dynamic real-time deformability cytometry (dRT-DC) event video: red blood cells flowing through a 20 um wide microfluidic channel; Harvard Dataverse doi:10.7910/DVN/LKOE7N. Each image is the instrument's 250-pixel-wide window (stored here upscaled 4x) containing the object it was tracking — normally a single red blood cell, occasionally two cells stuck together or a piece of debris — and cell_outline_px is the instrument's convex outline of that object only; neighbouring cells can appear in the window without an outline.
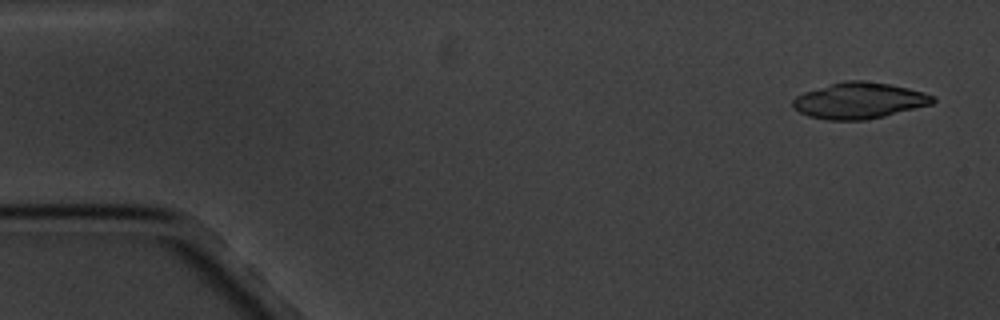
{"species": "common noctule bat (a hibernating species)", "species_latin": "Nyctalus noctula", "temperature_condition": "cold", "stored_images_in_passage": 7, "camera_frame_rate_fps": 3000, "um_per_image_px": 0.085, "animal": {"sex": "male", "body_mass_g": 20.1, "forearm_length_mm": 53.5}, "frame": {"image": 1, "passage_image": 1, "time_ms": 0.0, "image_size_px": [1000, 320], "cell_outline_px": [[936, 100], [932, 104], [884, 116], [864, 120], [828, 120], [808, 116], [792, 108], [792, 100], [796, 96], [804, 92], [844, 80], [864, 80], [888, 84], [908, 88], [924, 92], [932, 96]], "centroid_in_image_um": [73.0, 8.55], "position_along_channel_um": 12.0, "area_um2": 29.36}}